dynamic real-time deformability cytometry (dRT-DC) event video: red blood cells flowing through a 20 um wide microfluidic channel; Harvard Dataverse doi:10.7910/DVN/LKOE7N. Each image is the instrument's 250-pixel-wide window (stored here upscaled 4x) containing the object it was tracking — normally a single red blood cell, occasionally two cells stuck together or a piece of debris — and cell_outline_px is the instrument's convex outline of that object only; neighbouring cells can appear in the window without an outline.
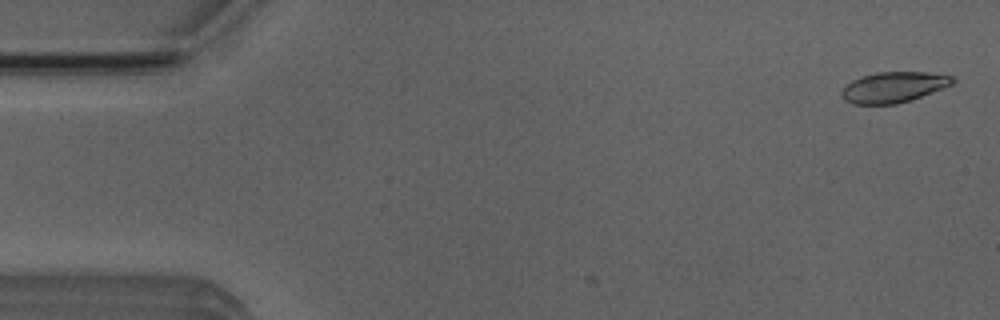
{"species": "Egyptian fruit bat (a non-hibernating species)", "species_latin": "Rousettus aegyptiacus", "temperature_condition": "room temperature", "stored_images_in_passage": 2, "camera_frame_rate_fps": 3000, "um_per_image_px": 0.085, "animal": {"sex": "male"}, "frame": {"image": 1, "passage_image": 2, "time_ms": 0.333, "image_size_px": [1000, 320], "cell_outline_px": [[956, 80], [952, 84], [912, 100], [896, 104], [852, 104], [844, 100], [840, 96], [840, 92], [852, 80], [876, 72], [924, 72], [952, 76]], "centroid_in_image_um": [75.93, 7.42], "position_along_channel_um": 9.1, "area_um2": 19.71}}